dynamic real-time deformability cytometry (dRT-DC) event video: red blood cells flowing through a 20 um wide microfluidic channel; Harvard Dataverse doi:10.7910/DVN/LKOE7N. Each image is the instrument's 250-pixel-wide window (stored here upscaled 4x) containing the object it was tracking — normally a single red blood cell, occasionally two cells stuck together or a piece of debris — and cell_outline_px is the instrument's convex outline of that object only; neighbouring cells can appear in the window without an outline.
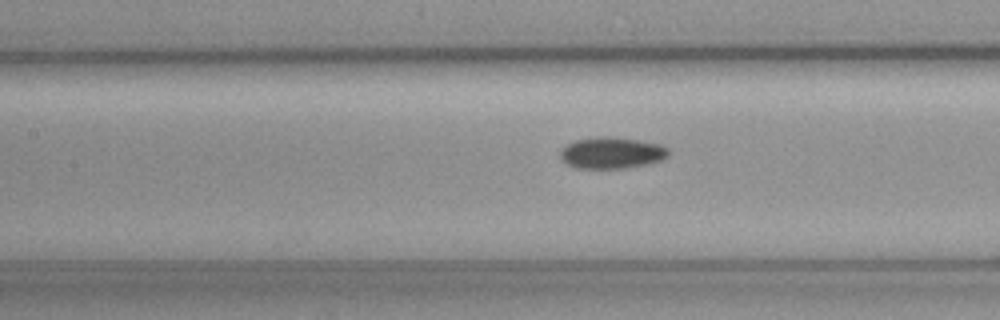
{"species": "common noctule bat (a hibernating species)", "species_latin": "Nyctalus noctula", "temperature_condition": "cold", "stored_images_in_passage": 20, "camera_frame_rate_fps": 3000, "um_per_image_px": 0.085, "animal": {"sex": "female", "body_mass_g": 19.3, "forearm_length_mm": 54.1}, "frame": {"image": 1, "passage_image": 17, "time_ms": 5.333, "image_size_px": [1000, 320], "cell_outline_px": [[668, 156], [660, 160], [648, 164], [624, 168], [576, 168], [568, 164], [560, 156], [560, 152], [568, 144], [576, 140], [600, 136], [612, 136], [660, 144], [668, 148]], "centroid_in_image_um": [52.01, 12.99], "position_along_channel_um": 155.4, "area_um2": 19.59}}